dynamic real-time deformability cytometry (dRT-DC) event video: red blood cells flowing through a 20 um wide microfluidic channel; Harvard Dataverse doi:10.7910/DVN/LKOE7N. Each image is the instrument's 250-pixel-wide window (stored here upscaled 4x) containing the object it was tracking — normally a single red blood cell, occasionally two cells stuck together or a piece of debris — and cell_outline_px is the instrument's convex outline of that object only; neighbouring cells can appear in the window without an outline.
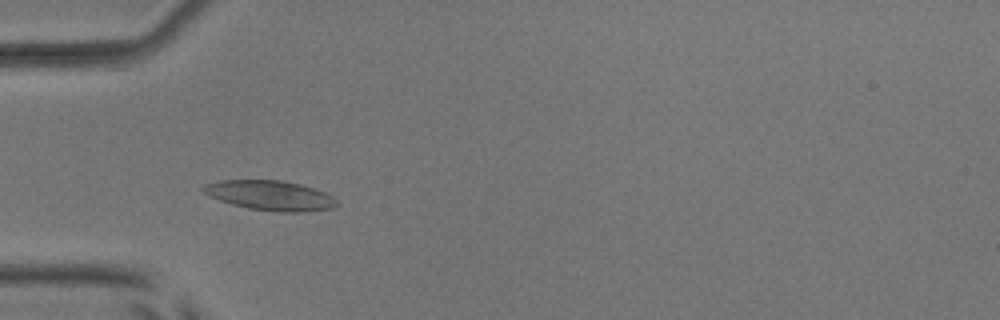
{"species": "common noctule bat (a hibernating species)", "species_latin": "Nyctalus noctula", "temperature_condition": "room temperature", "stored_images_in_passage": 50, "camera_frame_rate_fps": 3000, "um_per_image_px": 0.085, "animal": {"sex": "male", "body_mass_g": 17.9, "forearm_length_mm": 54.2}, "frame": {"image": 1, "passage_image": 14, "time_ms": 4.333, "image_size_px": [1000, 320], "cell_outline_px": [[336, 204], [332, 208], [300, 212], [280, 212], [248, 208], [232, 204], [208, 196], [200, 188], [204, 184], [220, 180], [284, 180], [300, 184], [324, 192], [332, 196], [336, 200]], "centroid_in_image_um": [22.92, 16.6], "position_along_channel_um": 62.1, "area_um2": 23.06}}
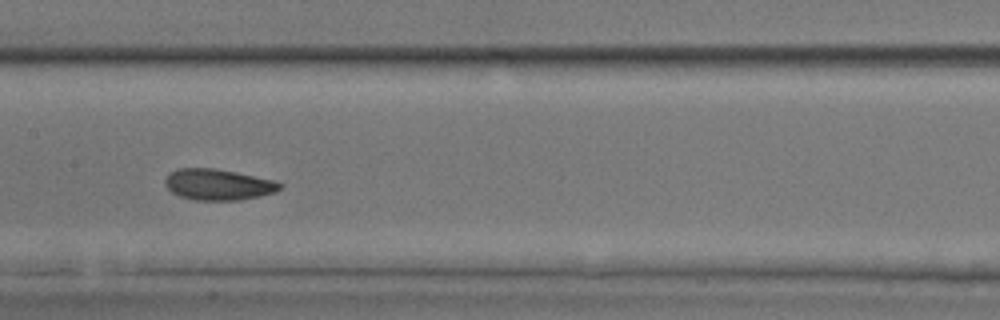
{"frame": {"image": 2, "passage_image": 24, "time_ms": 7.667, "image_size_px": [1000, 320], "cell_outline_px": [[284, 184], [276, 192], [260, 196], [240, 200], [196, 200], [180, 196], [172, 192], [164, 184], [164, 180], [172, 172], [180, 168], [216, 168], [276, 180]], "centroid_in_image_um": [18.59, 15.68], "position_along_channel_um": 188.8, "area_um2": 20.81}}
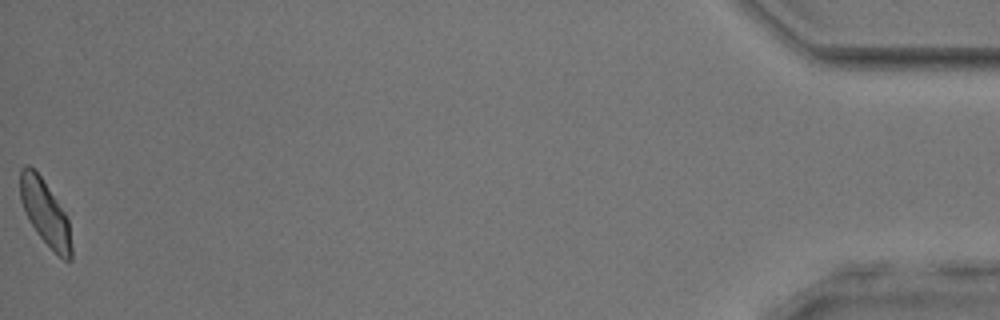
{"frame": {"image": 3, "passage_image": 50, "time_ms": 16.333, "image_size_px": [1000, 320], "cell_outline_px": [[72, 260], [64, 260], [36, 232], [20, 200], [20, 168], [24, 164], [28, 164], [40, 176], [64, 212], [68, 220], [72, 248]], "centroid_in_image_um": [3.83, 18.06], "position_along_channel_um": 431.4, "area_um2": 18.84}, "authors_computed_cell_mechanics": {"area_um2": 20.4901, "velocity_mm_per_s": 3.9124, "shape_relaxation_time_tau1_ms": 2.5695, "shape_relaxation_time_tau2_ms": 1.7322, "deformation_change_tau1": 0.0961, "deformation_change_tau2": 0.0653}}